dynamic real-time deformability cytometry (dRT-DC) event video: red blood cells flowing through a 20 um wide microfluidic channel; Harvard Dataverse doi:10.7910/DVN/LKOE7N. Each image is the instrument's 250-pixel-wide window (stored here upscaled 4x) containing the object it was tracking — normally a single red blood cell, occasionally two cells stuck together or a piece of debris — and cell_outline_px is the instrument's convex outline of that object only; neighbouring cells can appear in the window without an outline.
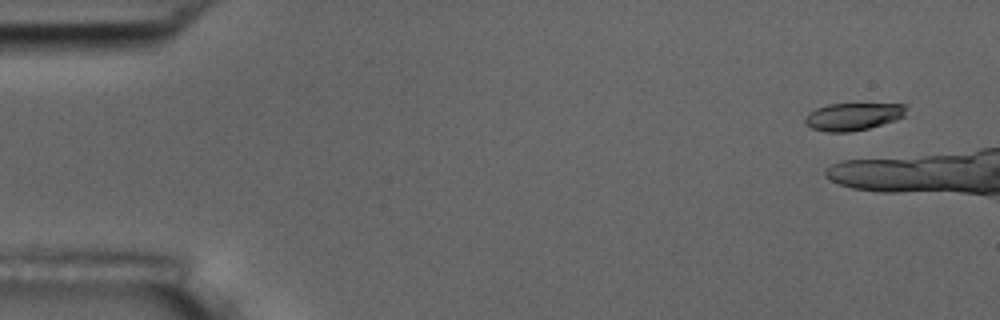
{"species": "common noctule bat (a hibernating species)", "species_latin": "Nyctalus noctula", "temperature_condition": "room temperature", "stored_images_in_passage": 3, "camera_frame_rate_fps": 3000, "um_per_image_px": 0.085, "animal": {"sex": "male", "body_mass_g": 17.5, "forearm_length_mm": 52.3}, "frame": {"image": 1, "passage_image": 1, "time_ms": 0.0, "image_size_px": [1000, 320], "cell_outline_px": [[904, 116], [896, 120], [868, 128], [848, 132], [828, 132], [812, 128], [804, 124], [804, 116], [816, 108], [828, 104], [904, 104]], "centroid_in_image_um": [72.45, 9.91], "position_along_channel_um": 12.6, "area_um2": 16.07}}